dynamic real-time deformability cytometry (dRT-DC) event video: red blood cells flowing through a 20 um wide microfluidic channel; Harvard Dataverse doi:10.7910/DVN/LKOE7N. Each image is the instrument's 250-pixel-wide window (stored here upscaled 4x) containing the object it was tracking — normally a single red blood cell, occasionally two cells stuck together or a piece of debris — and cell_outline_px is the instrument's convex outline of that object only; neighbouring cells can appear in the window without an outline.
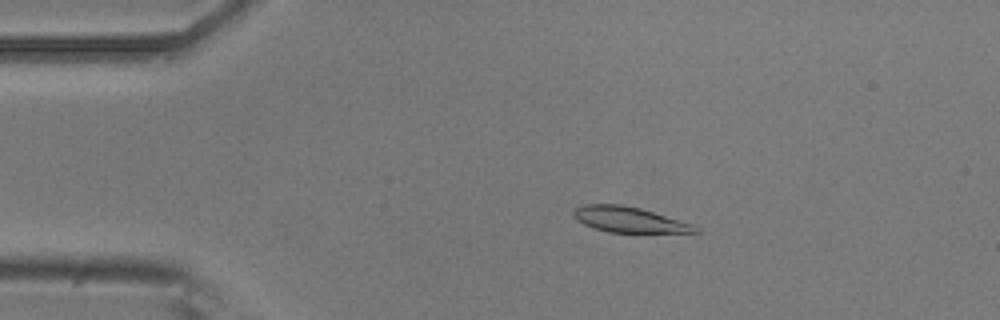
{"species": "common noctule bat (a hibernating species)", "species_latin": "Nyctalus noctula", "temperature_condition": "room temperature", "stored_images_in_passage": 6, "camera_frame_rate_fps": 3000, "um_per_image_px": 0.085, "animal": {"sex": "male", "body_mass_g": 20.5, "forearm_length_mm": 52.5}, "frame": {"image": 1, "passage_image": 3, "time_ms": 0.667, "image_size_px": [1000, 320], "cell_outline_px": [[700, 232], [608, 232], [584, 224], [576, 220], [572, 216], [572, 208], [584, 204], [620, 204], [640, 208], [696, 224], [700, 228]], "centroid_in_image_um": [53.48, 18.65], "position_along_channel_um": 31.5, "area_um2": 18.26}}
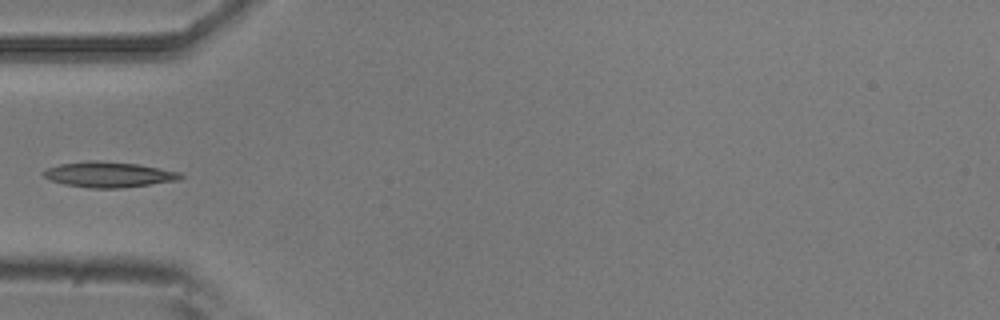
{"frame": {"image": 2, "passage_image": 5, "time_ms": 1.333, "image_size_px": [1000, 320], "cell_outline_px": [[184, 176], [180, 180], [120, 188], [92, 188], [64, 184], [48, 180], [44, 176], [44, 172], [48, 168], [60, 164], [92, 160], [96, 160], [136, 164], [180, 172]], "centroid_in_image_um": [9.25, 14.84], "position_along_channel_um": 75.8, "area_um2": 20.11}}
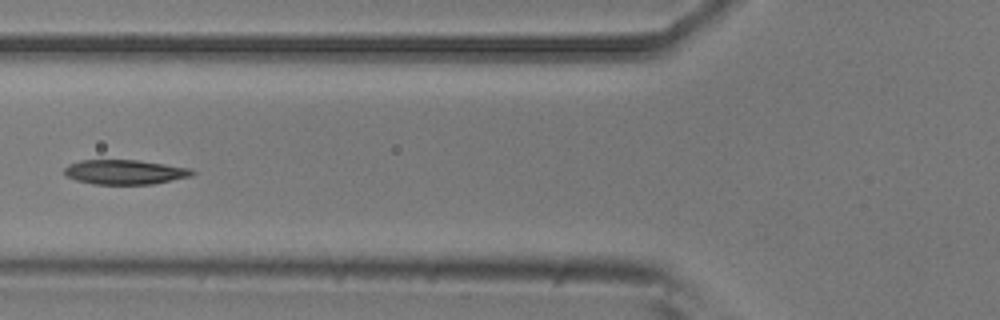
{"frame": {"image": 3, "passage_image": 6, "time_ms": 1.667, "image_size_px": [1000, 320], "cell_outline_px": [[196, 172], [192, 176], [152, 184], [92, 184], [76, 180], [68, 176], [64, 172], [64, 168], [68, 164], [80, 160], [136, 160], [192, 168]], "centroid_in_image_um": [10.62, 14.62], "position_along_channel_um": 115.2, "area_um2": 18.32}}